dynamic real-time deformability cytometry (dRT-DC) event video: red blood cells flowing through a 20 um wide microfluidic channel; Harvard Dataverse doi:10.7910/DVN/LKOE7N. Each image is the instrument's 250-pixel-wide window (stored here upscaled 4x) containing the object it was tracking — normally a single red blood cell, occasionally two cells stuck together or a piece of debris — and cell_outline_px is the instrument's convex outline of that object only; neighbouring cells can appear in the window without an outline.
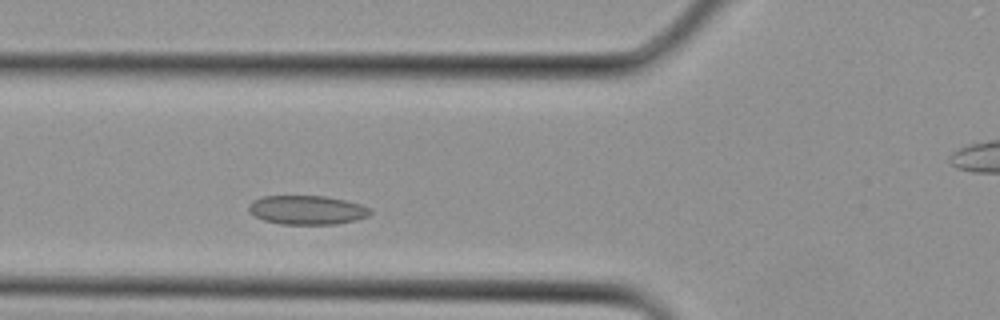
{"species": "Egyptian fruit bat (a non-hibernating species)", "species_latin": "Rousettus aegyptiacus", "temperature_condition": "cold", "stored_images_in_passage": 5, "camera_frame_rate_fps": 3000, "um_per_image_px": 0.085, "animal": {"sex": "female"}, "frame": {"image": 1, "passage_image": 5, "time_ms": 1.333, "image_size_px": [1000, 320], "cell_outline_px": [[372, 212], [368, 216], [356, 220], [336, 224], [280, 224], [264, 220], [248, 212], [248, 204], [252, 200], [260, 196], [324, 196], [344, 200], [360, 204], [372, 208]], "centroid_in_image_um": [26.08, 17.84], "position_along_channel_um": 99.7, "area_um2": 20.69}}